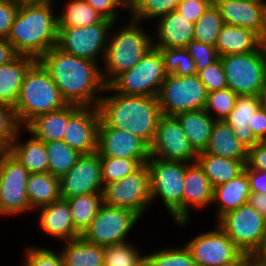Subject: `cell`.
Returning a JSON list of instances; mask_svg holds the SVG:
<instances>
[{
  "mask_svg": "<svg viewBox=\"0 0 266 266\" xmlns=\"http://www.w3.org/2000/svg\"><path fill=\"white\" fill-rule=\"evenodd\" d=\"M80 107L75 104H67L59 110L39 115L32 119L24 127V130L44 143L63 140L68 119Z\"/></svg>",
  "mask_w": 266,
  "mask_h": 266,
  "instance_id": "25",
  "label": "cell"
},
{
  "mask_svg": "<svg viewBox=\"0 0 266 266\" xmlns=\"http://www.w3.org/2000/svg\"><path fill=\"white\" fill-rule=\"evenodd\" d=\"M248 203L260 214L266 216V194L251 192Z\"/></svg>",
  "mask_w": 266,
  "mask_h": 266,
  "instance_id": "56",
  "label": "cell"
},
{
  "mask_svg": "<svg viewBox=\"0 0 266 266\" xmlns=\"http://www.w3.org/2000/svg\"><path fill=\"white\" fill-rule=\"evenodd\" d=\"M251 256L257 261L266 265V234L262 238L259 247L253 252Z\"/></svg>",
  "mask_w": 266,
  "mask_h": 266,
  "instance_id": "57",
  "label": "cell"
},
{
  "mask_svg": "<svg viewBox=\"0 0 266 266\" xmlns=\"http://www.w3.org/2000/svg\"><path fill=\"white\" fill-rule=\"evenodd\" d=\"M146 163L150 171L151 200L160 197L175 222H182L186 162L150 157Z\"/></svg>",
  "mask_w": 266,
  "mask_h": 266,
  "instance_id": "7",
  "label": "cell"
},
{
  "mask_svg": "<svg viewBox=\"0 0 266 266\" xmlns=\"http://www.w3.org/2000/svg\"><path fill=\"white\" fill-rule=\"evenodd\" d=\"M58 18V27H83L99 23L103 17L85 0H68Z\"/></svg>",
  "mask_w": 266,
  "mask_h": 266,
  "instance_id": "36",
  "label": "cell"
},
{
  "mask_svg": "<svg viewBox=\"0 0 266 266\" xmlns=\"http://www.w3.org/2000/svg\"><path fill=\"white\" fill-rule=\"evenodd\" d=\"M18 55L6 38H0V65L13 61Z\"/></svg>",
  "mask_w": 266,
  "mask_h": 266,
  "instance_id": "55",
  "label": "cell"
},
{
  "mask_svg": "<svg viewBox=\"0 0 266 266\" xmlns=\"http://www.w3.org/2000/svg\"><path fill=\"white\" fill-rule=\"evenodd\" d=\"M197 75L207 93L227 88V80L220 58L205 69L198 71Z\"/></svg>",
  "mask_w": 266,
  "mask_h": 266,
  "instance_id": "46",
  "label": "cell"
},
{
  "mask_svg": "<svg viewBox=\"0 0 266 266\" xmlns=\"http://www.w3.org/2000/svg\"><path fill=\"white\" fill-rule=\"evenodd\" d=\"M75 229L82 234L103 205L101 193L84 194L66 199Z\"/></svg>",
  "mask_w": 266,
  "mask_h": 266,
  "instance_id": "35",
  "label": "cell"
},
{
  "mask_svg": "<svg viewBox=\"0 0 266 266\" xmlns=\"http://www.w3.org/2000/svg\"><path fill=\"white\" fill-rule=\"evenodd\" d=\"M255 137L259 141H266V109L260 107L254 114L250 125Z\"/></svg>",
  "mask_w": 266,
  "mask_h": 266,
  "instance_id": "53",
  "label": "cell"
},
{
  "mask_svg": "<svg viewBox=\"0 0 266 266\" xmlns=\"http://www.w3.org/2000/svg\"><path fill=\"white\" fill-rule=\"evenodd\" d=\"M156 27L157 41H153L156 49L185 48L194 40V23L182 16L177 10L158 19Z\"/></svg>",
  "mask_w": 266,
  "mask_h": 266,
  "instance_id": "23",
  "label": "cell"
},
{
  "mask_svg": "<svg viewBox=\"0 0 266 266\" xmlns=\"http://www.w3.org/2000/svg\"><path fill=\"white\" fill-rule=\"evenodd\" d=\"M223 24L219 10L212 2L194 23V40L215 47Z\"/></svg>",
  "mask_w": 266,
  "mask_h": 266,
  "instance_id": "38",
  "label": "cell"
},
{
  "mask_svg": "<svg viewBox=\"0 0 266 266\" xmlns=\"http://www.w3.org/2000/svg\"><path fill=\"white\" fill-rule=\"evenodd\" d=\"M250 191L266 194V171L247 170Z\"/></svg>",
  "mask_w": 266,
  "mask_h": 266,
  "instance_id": "54",
  "label": "cell"
},
{
  "mask_svg": "<svg viewBox=\"0 0 266 266\" xmlns=\"http://www.w3.org/2000/svg\"><path fill=\"white\" fill-rule=\"evenodd\" d=\"M167 75L192 76L196 73L195 63L186 48L159 49Z\"/></svg>",
  "mask_w": 266,
  "mask_h": 266,
  "instance_id": "41",
  "label": "cell"
},
{
  "mask_svg": "<svg viewBox=\"0 0 266 266\" xmlns=\"http://www.w3.org/2000/svg\"><path fill=\"white\" fill-rule=\"evenodd\" d=\"M30 173L8 151H0V215H19L31 211L27 198Z\"/></svg>",
  "mask_w": 266,
  "mask_h": 266,
  "instance_id": "13",
  "label": "cell"
},
{
  "mask_svg": "<svg viewBox=\"0 0 266 266\" xmlns=\"http://www.w3.org/2000/svg\"><path fill=\"white\" fill-rule=\"evenodd\" d=\"M114 24L116 23L103 18L94 25L76 28L58 27L56 47L68 54L96 63L97 57L102 56L103 61L109 31H112Z\"/></svg>",
  "mask_w": 266,
  "mask_h": 266,
  "instance_id": "11",
  "label": "cell"
},
{
  "mask_svg": "<svg viewBox=\"0 0 266 266\" xmlns=\"http://www.w3.org/2000/svg\"><path fill=\"white\" fill-rule=\"evenodd\" d=\"M204 152L241 161L246 165L247 148L238 140L233 129L224 120L215 121L209 144Z\"/></svg>",
  "mask_w": 266,
  "mask_h": 266,
  "instance_id": "29",
  "label": "cell"
},
{
  "mask_svg": "<svg viewBox=\"0 0 266 266\" xmlns=\"http://www.w3.org/2000/svg\"><path fill=\"white\" fill-rule=\"evenodd\" d=\"M237 97L238 95L229 88L211 91L207 93L205 111L212 116L211 112L214 111L217 114L215 120L222 121L234 108Z\"/></svg>",
  "mask_w": 266,
  "mask_h": 266,
  "instance_id": "44",
  "label": "cell"
},
{
  "mask_svg": "<svg viewBox=\"0 0 266 266\" xmlns=\"http://www.w3.org/2000/svg\"><path fill=\"white\" fill-rule=\"evenodd\" d=\"M185 136L197 153L207 148L215 117L209 115L205 109L182 112L176 115Z\"/></svg>",
  "mask_w": 266,
  "mask_h": 266,
  "instance_id": "30",
  "label": "cell"
},
{
  "mask_svg": "<svg viewBox=\"0 0 266 266\" xmlns=\"http://www.w3.org/2000/svg\"><path fill=\"white\" fill-rule=\"evenodd\" d=\"M97 153L99 156L150 159V146L128 131L107 126L101 119L98 128Z\"/></svg>",
  "mask_w": 266,
  "mask_h": 266,
  "instance_id": "18",
  "label": "cell"
},
{
  "mask_svg": "<svg viewBox=\"0 0 266 266\" xmlns=\"http://www.w3.org/2000/svg\"><path fill=\"white\" fill-rule=\"evenodd\" d=\"M145 255L128 242L104 247V266H144Z\"/></svg>",
  "mask_w": 266,
  "mask_h": 266,
  "instance_id": "40",
  "label": "cell"
},
{
  "mask_svg": "<svg viewBox=\"0 0 266 266\" xmlns=\"http://www.w3.org/2000/svg\"><path fill=\"white\" fill-rule=\"evenodd\" d=\"M259 98H260L261 107L266 109V83L264 84V86H263V88L259 94Z\"/></svg>",
  "mask_w": 266,
  "mask_h": 266,
  "instance_id": "60",
  "label": "cell"
},
{
  "mask_svg": "<svg viewBox=\"0 0 266 266\" xmlns=\"http://www.w3.org/2000/svg\"><path fill=\"white\" fill-rule=\"evenodd\" d=\"M64 266H104V247L86 242L81 237L63 241Z\"/></svg>",
  "mask_w": 266,
  "mask_h": 266,
  "instance_id": "34",
  "label": "cell"
},
{
  "mask_svg": "<svg viewBox=\"0 0 266 266\" xmlns=\"http://www.w3.org/2000/svg\"><path fill=\"white\" fill-rule=\"evenodd\" d=\"M261 107L259 96L238 95L234 108L224 121L233 129L235 136L247 148L259 142L250 128L253 114Z\"/></svg>",
  "mask_w": 266,
  "mask_h": 266,
  "instance_id": "24",
  "label": "cell"
},
{
  "mask_svg": "<svg viewBox=\"0 0 266 266\" xmlns=\"http://www.w3.org/2000/svg\"><path fill=\"white\" fill-rule=\"evenodd\" d=\"M103 204L126 208L142 217L151 200L150 171L147 163L118 182L103 185Z\"/></svg>",
  "mask_w": 266,
  "mask_h": 266,
  "instance_id": "10",
  "label": "cell"
},
{
  "mask_svg": "<svg viewBox=\"0 0 266 266\" xmlns=\"http://www.w3.org/2000/svg\"><path fill=\"white\" fill-rule=\"evenodd\" d=\"M140 22L130 19L122 29L108 36L107 48L101 70L104 84L108 86L121 73L132 69L153 46L152 37L141 29ZM113 37V38H112Z\"/></svg>",
  "mask_w": 266,
  "mask_h": 266,
  "instance_id": "5",
  "label": "cell"
},
{
  "mask_svg": "<svg viewBox=\"0 0 266 266\" xmlns=\"http://www.w3.org/2000/svg\"><path fill=\"white\" fill-rule=\"evenodd\" d=\"M45 146L49 161L48 172L59 178L70 171L82 155L63 140L45 143Z\"/></svg>",
  "mask_w": 266,
  "mask_h": 266,
  "instance_id": "37",
  "label": "cell"
},
{
  "mask_svg": "<svg viewBox=\"0 0 266 266\" xmlns=\"http://www.w3.org/2000/svg\"><path fill=\"white\" fill-rule=\"evenodd\" d=\"M145 0H121L123 8L129 9L130 13L133 14L144 2Z\"/></svg>",
  "mask_w": 266,
  "mask_h": 266,
  "instance_id": "58",
  "label": "cell"
},
{
  "mask_svg": "<svg viewBox=\"0 0 266 266\" xmlns=\"http://www.w3.org/2000/svg\"><path fill=\"white\" fill-rule=\"evenodd\" d=\"M38 61L47 70L68 104L98 107L102 97L99 93L105 92L106 85L96 62L68 54L56 46Z\"/></svg>",
  "mask_w": 266,
  "mask_h": 266,
  "instance_id": "1",
  "label": "cell"
},
{
  "mask_svg": "<svg viewBox=\"0 0 266 266\" xmlns=\"http://www.w3.org/2000/svg\"><path fill=\"white\" fill-rule=\"evenodd\" d=\"M36 61L34 57L18 55L13 61L0 65V102L15 107L24 76Z\"/></svg>",
  "mask_w": 266,
  "mask_h": 266,
  "instance_id": "28",
  "label": "cell"
},
{
  "mask_svg": "<svg viewBox=\"0 0 266 266\" xmlns=\"http://www.w3.org/2000/svg\"><path fill=\"white\" fill-rule=\"evenodd\" d=\"M99 157L101 164V179L103 185L120 181L125 176L136 171L142 164H145L149 160L105 156Z\"/></svg>",
  "mask_w": 266,
  "mask_h": 266,
  "instance_id": "39",
  "label": "cell"
},
{
  "mask_svg": "<svg viewBox=\"0 0 266 266\" xmlns=\"http://www.w3.org/2000/svg\"><path fill=\"white\" fill-rule=\"evenodd\" d=\"M67 104L47 70L36 60L24 76L14 107L21 126L24 128L35 117Z\"/></svg>",
  "mask_w": 266,
  "mask_h": 266,
  "instance_id": "4",
  "label": "cell"
},
{
  "mask_svg": "<svg viewBox=\"0 0 266 266\" xmlns=\"http://www.w3.org/2000/svg\"><path fill=\"white\" fill-rule=\"evenodd\" d=\"M219 58L224 68L227 88L237 95L259 96L266 83V56L261 47L254 52Z\"/></svg>",
  "mask_w": 266,
  "mask_h": 266,
  "instance_id": "8",
  "label": "cell"
},
{
  "mask_svg": "<svg viewBox=\"0 0 266 266\" xmlns=\"http://www.w3.org/2000/svg\"><path fill=\"white\" fill-rule=\"evenodd\" d=\"M180 1L181 0H145L142 5L129 16L138 22L149 18H161L175 11Z\"/></svg>",
  "mask_w": 266,
  "mask_h": 266,
  "instance_id": "45",
  "label": "cell"
},
{
  "mask_svg": "<svg viewBox=\"0 0 266 266\" xmlns=\"http://www.w3.org/2000/svg\"><path fill=\"white\" fill-rule=\"evenodd\" d=\"M38 227L44 233L62 242L77 239L80 233L75 229L69 203L59 199L51 204L40 207Z\"/></svg>",
  "mask_w": 266,
  "mask_h": 266,
  "instance_id": "22",
  "label": "cell"
},
{
  "mask_svg": "<svg viewBox=\"0 0 266 266\" xmlns=\"http://www.w3.org/2000/svg\"><path fill=\"white\" fill-rule=\"evenodd\" d=\"M214 188L198 162L186 163L184 192L182 201V222L176 224L185 226L190 221L189 207L204 209L213 201ZM193 206V207H192Z\"/></svg>",
  "mask_w": 266,
  "mask_h": 266,
  "instance_id": "21",
  "label": "cell"
},
{
  "mask_svg": "<svg viewBox=\"0 0 266 266\" xmlns=\"http://www.w3.org/2000/svg\"><path fill=\"white\" fill-rule=\"evenodd\" d=\"M185 48L194 60L196 73L219 59L216 48L202 42L192 40Z\"/></svg>",
  "mask_w": 266,
  "mask_h": 266,
  "instance_id": "48",
  "label": "cell"
},
{
  "mask_svg": "<svg viewBox=\"0 0 266 266\" xmlns=\"http://www.w3.org/2000/svg\"><path fill=\"white\" fill-rule=\"evenodd\" d=\"M99 123L98 107H80L68 119L63 141L80 154L95 153Z\"/></svg>",
  "mask_w": 266,
  "mask_h": 266,
  "instance_id": "19",
  "label": "cell"
},
{
  "mask_svg": "<svg viewBox=\"0 0 266 266\" xmlns=\"http://www.w3.org/2000/svg\"><path fill=\"white\" fill-rule=\"evenodd\" d=\"M223 23L250 29L260 37L266 25L265 0H213Z\"/></svg>",
  "mask_w": 266,
  "mask_h": 266,
  "instance_id": "20",
  "label": "cell"
},
{
  "mask_svg": "<svg viewBox=\"0 0 266 266\" xmlns=\"http://www.w3.org/2000/svg\"><path fill=\"white\" fill-rule=\"evenodd\" d=\"M54 0H20V2L25 4H46L52 5Z\"/></svg>",
  "mask_w": 266,
  "mask_h": 266,
  "instance_id": "59",
  "label": "cell"
},
{
  "mask_svg": "<svg viewBox=\"0 0 266 266\" xmlns=\"http://www.w3.org/2000/svg\"><path fill=\"white\" fill-rule=\"evenodd\" d=\"M144 266H197L189 250L184 247L165 248L145 255Z\"/></svg>",
  "mask_w": 266,
  "mask_h": 266,
  "instance_id": "42",
  "label": "cell"
},
{
  "mask_svg": "<svg viewBox=\"0 0 266 266\" xmlns=\"http://www.w3.org/2000/svg\"><path fill=\"white\" fill-rule=\"evenodd\" d=\"M197 162L202 167L213 188L229 182L245 169V164L241 161L207 154L204 151L198 153Z\"/></svg>",
  "mask_w": 266,
  "mask_h": 266,
  "instance_id": "33",
  "label": "cell"
},
{
  "mask_svg": "<svg viewBox=\"0 0 266 266\" xmlns=\"http://www.w3.org/2000/svg\"><path fill=\"white\" fill-rule=\"evenodd\" d=\"M216 226L214 230L199 233L185 244L197 266H233L245 257L226 233Z\"/></svg>",
  "mask_w": 266,
  "mask_h": 266,
  "instance_id": "15",
  "label": "cell"
},
{
  "mask_svg": "<svg viewBox=\"0 0 266 266\" xmlns=\"http://www.w3.org/2000/svg\"><path fill=\"white\" fill-rule=\"evenodd\" d=\"M245 254L252 255L266 234V216L249 203L222 215L217 224Z\"/></svg>",
  "mask_w": 266,
  "mask_h": 266,
  "instance_id": "12",
  "label": "cell"
},
{
  "mask_svg": "<svg viewBox=\"0 0 266 266\" xmlns=\"http://www.w3.org/2000/svg\"><path fill=\"white\" fill-rule=\"evenodd\" d=\"M104 91L113 94L102 96L98 105L100 119L109 127L128 131L152 144L162 113L157 97L127 96L113 92L106 86Z\"/></svg>",
  "mask_w": 266,
  "mask_h": 266,
  "instance_id": "2",
  "label": "cell"
},
{
  "mask_svg": "<svg viewBox=\"0 0 266 266\" xmlns=\"http://www.w3.org/2000/svg\"><path fill=\"white\" fill-rule=\"evenodd\" d=\"M20 133L19 131L8 151L30 174L48 172L49 161L45 143L30 134L31 137L24 142L25 144H21L18 140Z\"/></svg>",
  "mask_w": 266,
  "mask_h": 266,
  "instance_id": "31",
  "label": "cell"
},
{
  "mask_svg": "<svg viewBox=\"0 0 266 266\" xmlns=\"http://www.w3.org/2000/svg\"><path fill=\"white\" fill-rule=\"evenodd\" d=\"M91 5L104 19L116 23L119 16L117 10L123 8L121 0H85ZM119 6V7H118Z\"/></svg>",
  "mask_w": 266,
  "mask_h": 266,
  "instance_id": "52",
  "label": "cell"
},
{
  "mask_svg": "<svg viewBox=\"0 0 266 266\" xmlns=\"http://www.w3.org/2000/svg\"><path fill=\"white\" fill-rule=\"evenodd\" d=\"M153 158L193 163L198 153L191 146L176 116L161 115L154 140L150 145Z\"/></svg>",
  "mask_w": 266,
  "mask_h": 266,
  "instance_id": "16",
  "label": "cell"
},
{
  "mask_svg": "<svg viewBox=\"0 0 266 266\" xmlns=\"http://www.w3.org/2000/svg\"><path fill=\"white\" fill-rule=\"evenodd\" d=\"M261 47L260 36L254 31L236 25L223 24L215 45L219 57L244 54Z\"/></svg>",
  "mask_w": 266,
  "mask_h": 266,
  "instance_id": "26",
  "label": "cell"
},
{
  "mask_svg": "<svg viewBox=\"0 0 266 266\" xmlns=\"http://www.w3.org/2000/svg\"><path fill=\"white\" fill-rule=\"evenodd\" d=\"M157 98L163 115L176 116L182 112L205 109L207 91L197 74H169L163 81Z\"/></svg>",
  "mask_w": 266,
  "mask_h": 266,
  "instance_id": "9",
  "label": "cell"
},
{
  "mask_svg": "<svg viewBox=\"0 0 266 266\" xmlns=\"http://www.w3.org/2000/svg\"><path fill=\"white\" fill-rule=\"evenodd\" d=\"M19 6L20 0H0V38L8 37Z\"/></svg>",
  "mask_w": 266,
  "mask_h": 266,
  "instance_id": "49",
  "label": "cell"
},
{
  "mask_svg": "<svg viewBox=\"0 0 266 266\" xmlns=\"http://www.w3.org/2000/svg\"><path fill=\"white\" fill-rule=\"evenodd\" d=\"M166 76L161 51L152 46L132 69L121 73L108 86L122 95L157 97Z\"/></svg>",
  "mask_w": 266,
  "mask_h": 266,
  "instance_id": "6",
  "label": "cell"
},
{
  "mask_svg": "<svg viewBox=\"0 0 266 266\" xmlns=\"http://www.w3.org/2000/svg\"><path fill=\"white\" fill-rule=\"evenodd\" d=\"M250 193L246 168L229 182L214 187L212 203L217 206L216 219L248 203Z\"/></svg>",
  "mask_w": 266,
  "mask_h": 266,
  "instance_id": "27",
  "label": "cell"
},
{
  "mask_svg": "<svg viewBox=\"0 0 266 266\" xmlns=\"http://www.w3.org/2000/svg\"><path fill=\"white\" fill-rule=\"evenodd\" d=\"M24 266H64L61 252L56 254L51 249L27 247Z\"/></svg>",
  "mask_w": 266,
  "mask_h": 266,
  "instance_id": "47",
  "label": "cell"
},
{
  "mask_svg": "<svg viewBox=\"0 0 266 266\" xmlns=\"http://www.w3.org/2000/svg\"><path fill=\"white\" fill-rule=\"evenodd\" d=\"M27 198L32 210L61 199L59 177L49 172L30 174L27 181Z\"/></svg>",
  "mask_w": 266,
  "mask_h": 266,
  "instance_id": "32",
  "label": "cell"
},
{
  "mask_svg": "<svg viewBox=\"0 0 266 266\" xmlns=\"http://www.w3.org/2000/svg\"><path fill=\"white\" fill-rule=\"evenodd\" d=\"M260 44L263 54L266 56V25L263 35L260 37Z\"/></svg>",
  "mask_w": 266,
  "mask_h": 266,
  "instance_id": "61",
  "label": "cell"
},
{
  "mask_svg": "<svg viewBox=\"0 0 266 266\" xmlns=\"http://www.w3.org/2000/svg\"><path fill=\"white\" fill-rule=\"evenodd\" d=\"M52 5L20 2L10 33L6 38L19 55L38 60L56 46L58 18Z\"/></svg>",
  "mask_w": 266,
  "mask_h": 266,
  "instance_id": "3",
  "label": "cell"
},
{
  "mask_svg": "<svg viewBox=\"0 0 266 266\" xmlns=\"http://www.w3.org/2000/svg\"><path fill=\"white\" fill-rule=\"evenodd\" d=\"M233 266H250V255L245 256L241 261Z\"/></svg>",
  "mask_w": 266,
  "mask_h": 266,
  "instance_id": "62",
  "label": "cell"
},
{
  "mask_svg": "<svg viewBox=\"0 0 266 266\" xmlns=\"http://www.w3.org/2000/svg\"><path fill=\"white\" fill-rule=\"evenodd\" d=\"M61 199L102 193L100 157L97 152L82 154L76 164L60 178Z\"/></svg>",
  "mask_w": 266,
  "mask_h": 266,
  "instance_id": "17",
  "label": "cell"
},
{
  "mask_svg": "<svg viewBox=\"0 0 266 266\" xmlns=\"http://www.w3.org/2000/svg\"><path fill=\"white\" fill-rule=\"evenodd\" d=\"M212 2L213 0H181L176 10L195 23Z\"/></svg>",
  "mask_w": 266,
  "mask_h": 266,
  "instance_id": "50",
  "label": "cell"
},
{
  "mask_svg": "<svg viewBox=\"0 0 266 266\" xmlns=\"http://www.w3.org/2000/svg\"><path fill=\"white\" fill-rule=\"evenodd\" d=\"M23 129L17 119L15 108L0 102V150H8L18 132H22Z\"/></svg>",
  "mask_w": 266,
  "mask_h": 266,
  "instance_id": "43",
  "label": "cell"
},
{
  "mask_svg": "<svg viewBox=\"0 0 266 266\" xmlns=\"http://www.w3.org/2000/svg\"><path fill=\"white\" fill-rule=\"evenodd\" d=\"M247 170L266 171V141H259L247 149Z\"/></svg>",
  "mask_w": 266,
  "mask_h": 266,
  "instance_id": "51",
  "label": "cell"
},
{
  "mask_svg": "<svg viewBox=\"0 0 266 266\" xmlns=\"http://www.w3.org/2000/svg\"><path fill=\"white\" fill-rule=\"evenodd\" d=\"M250 266H266L263 263L257 261L250 255Z\"/></svg>",
  "mask_w": 266,
  "mask_h": 266,
  "instance_id": "63",
  "label": "cell"
},
{
  "mask_svg": "<svg viewBox=\"0 0 266 266\" xmlns=\"http://www.w3.org/2000/svg\"><path fill=\"white\" fill-rule=\"evenodd\" d=\"M139 218L138 214L129 209L103 204L80 237L102 247L126 242L127 234Z\"/></svg>",
  "mask_w": 266,
  "mask_h": 266,
  "instance_id": "14",
  "label": "cell"
}]
</instances>
